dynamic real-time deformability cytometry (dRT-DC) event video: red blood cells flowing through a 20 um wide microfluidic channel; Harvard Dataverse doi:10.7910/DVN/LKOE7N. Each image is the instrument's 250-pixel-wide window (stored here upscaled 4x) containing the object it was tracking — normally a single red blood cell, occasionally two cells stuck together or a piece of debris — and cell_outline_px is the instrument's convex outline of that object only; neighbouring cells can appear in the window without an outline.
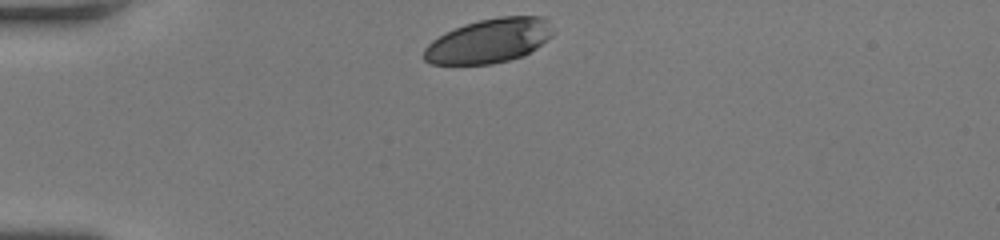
{"species": "human", "species_latin": "Homo sapiens", "temperature_condition": "room temperature", "stored_images_in_passage": 6, "camera_frame_rate_fps": 3000, "um_per_image_px": 0.085, "donor": {"sex": "female"}, "frame": {"image": 1, "passage_image": 1, "time_ms": 0.0, "image_size_px": [1000, 240], "cell_outline_px": [[552, 36], [536, 48], [524, 56], [492, 64], [432, 64], [424, 60], [424, 48], [432, 40], [444, 32], [464, 24], [480, 20], [500, 16], [544, 16], [552, 32]], "centroid_in_image_um": [41.54, 3.47], "position_along_channel_um": 43.5, "area_um2": 33.23}}